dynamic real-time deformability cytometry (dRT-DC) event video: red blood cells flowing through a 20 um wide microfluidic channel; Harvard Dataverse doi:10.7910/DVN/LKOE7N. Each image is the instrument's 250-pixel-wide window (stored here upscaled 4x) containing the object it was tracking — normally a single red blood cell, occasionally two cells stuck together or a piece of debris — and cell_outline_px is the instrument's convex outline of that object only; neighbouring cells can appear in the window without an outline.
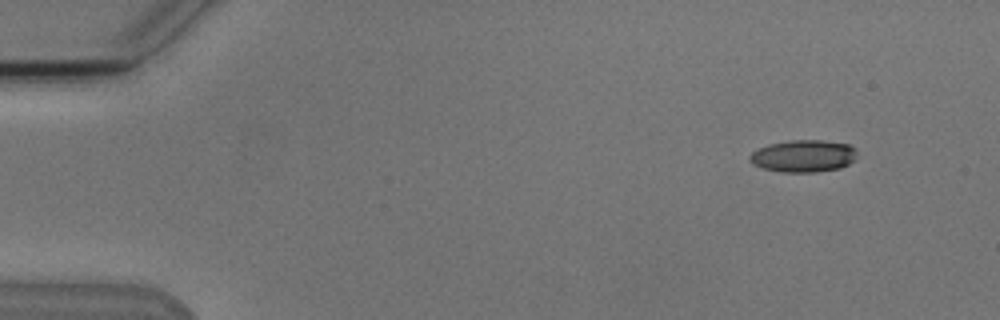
{"species": "Egyptian fruit bat (a non-hibernating species)", "species_latin": "Rousettus aegyptiacus", "temperature_condition": "cold", "stored_images_in_passage": 5, "camera_frame_rate_fps": 3000, "um_per_image_px": 0.085, "animal": {"sex": "male"}, "frame": {"image": 1, "passage_image": 2, "time_ms": 1.0, "image_size_px": [1000, 320], "cell_outline_px": [[856, 160], [840, 168], [816, 172], [780, 172], [764, 168], [752, 164], [748, 160], [748, 156], [752, 152], [768, 144], [788, 140], [820, 140], [848, 144], [856, 148]], "centroid_in_image_um": [68.29, 13.26], "position_along_channel_um": 16.7, "area_um2": 20.29}}